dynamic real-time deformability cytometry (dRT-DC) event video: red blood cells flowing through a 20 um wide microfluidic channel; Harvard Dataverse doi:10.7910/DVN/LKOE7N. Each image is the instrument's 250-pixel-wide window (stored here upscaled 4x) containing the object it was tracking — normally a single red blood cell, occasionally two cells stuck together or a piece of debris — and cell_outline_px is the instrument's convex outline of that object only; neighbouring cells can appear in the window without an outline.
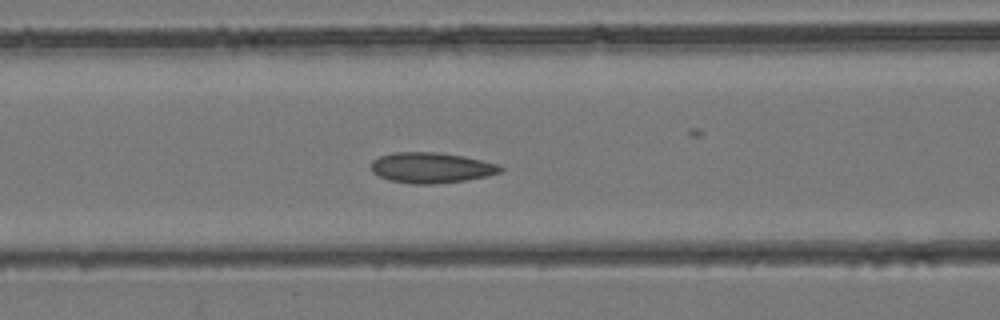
{"species": "common noctule bat (a hibernating species)", "species_latin": "Nyctalus noctula", "temperature_condition": "room temperature", "stored_images_in_passage": 19, "camera_frame_rate_fps": 3000, "um_per_image_px": 0.085, "animal": {"sex": "female", "body_mass_g": 24.6, "forearm_length_mm": 56.2}, "frame": {"image": 1, "passage_image": 16, "time_ms": 5.0, "image_size_px": [1000, 320], "cell_outline_px": [[504, 168], [500, 172], [488, 176], [464, 180], [436, 184], [412, 184], [388, 180], [372, 172], [372, 160], [380, 156], [392, 152], [436, 152], [464, 156], [500, 164]], "centroid_in_image_um": [36.67, 14.25], "position_along_channel_um": 129.9, "area_um2": 23.12}}
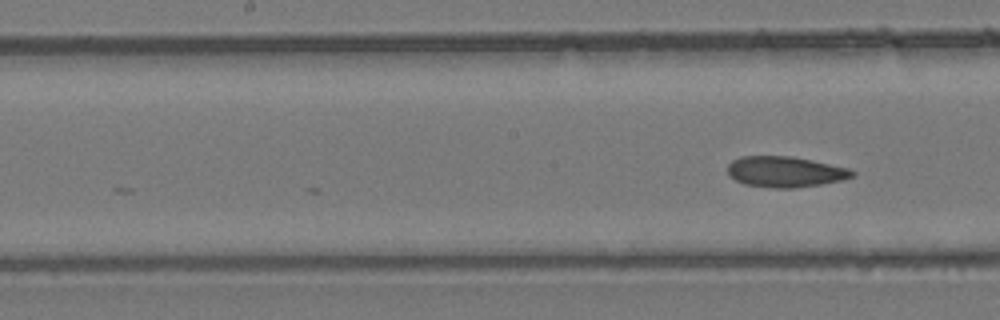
{"frame": {"image": 2, "passage_image": 19, "time_ms": 6.0, "image_size_px": [1000, 320], "cell_outline_px": [[856, 172], [852, 176], [840, 180], [820, 184], [796, 188], [772, 188], [744, 184], [736, 180], [728, 172], [728, 164], [732, 160], [740, 156], [792, 156], [812, 160], [848, 168]], "centroid_in_image_um": [66.72, 14.59], "position_along_channel_um": 181.5, "area_um2": 22.2}}